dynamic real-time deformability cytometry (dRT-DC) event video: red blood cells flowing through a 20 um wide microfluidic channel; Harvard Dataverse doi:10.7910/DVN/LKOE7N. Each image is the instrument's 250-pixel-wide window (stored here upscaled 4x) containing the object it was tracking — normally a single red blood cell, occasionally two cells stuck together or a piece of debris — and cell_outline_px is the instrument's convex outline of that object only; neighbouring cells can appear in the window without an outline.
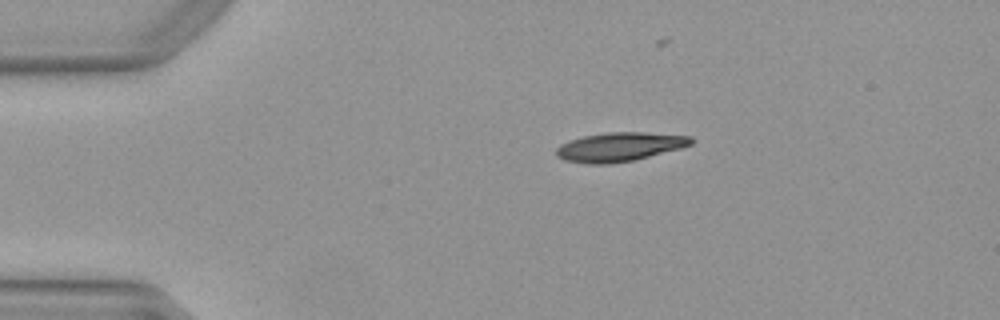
{"species": "Egyptian fruit bat (a non-hibernating species)", "species_latin": "Rousettus aegyptiacus", "temperature_condition": "warm", "stored_images_in_passage": 33, "camera_frame_rate_fps": 3000, "um_per_image_px": 0.085, "animal": {"sex": "female"}, "frame": {"image": 1, "passage_image": 1, "time_ms": 0.0, "image_size_px": [1000, 320], "cell_outline_px": [[696, 140], [692, 144], [680, 148], [632, 160], [612, 164], [588, 164], [564, 160], [556, 156], [556, 148], [560, 144], [568, 140], [584, 136], [608, 132], [644, 132], [692, 136]], "centroid_in_image_um": [52.64, 12.48], "position_along_channel_um": 32.4, "area_um2": 22.83}}
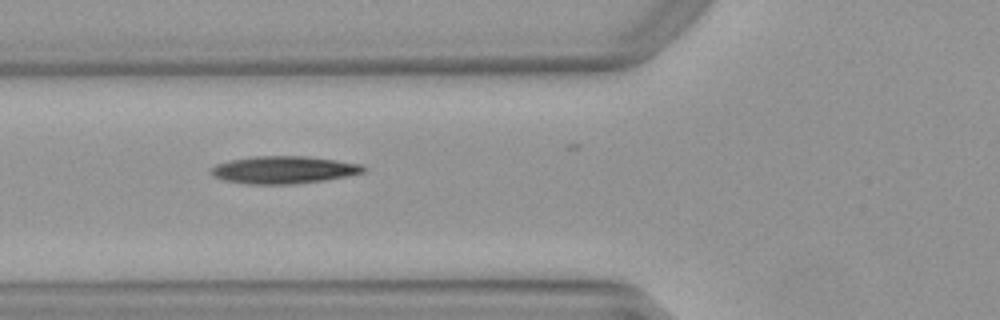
{"frame": {"image": 2, "passage_image": 10, "time_ms": 3.0, "image_size_px": [1000, 320], "cell_outline_px": [[368, 168], [364, 172], [348, 176], [324, 180], [296, 184], [248, 184], [224, 180], [212, 176], [208, 172], [208, 168], [216, 164], [228, 160], [252, 156], [304, 156], [336, 160], [364, 164]], "centroid_in_image_um": [24.09, 14.43], "position_along_channel_um": 101.7, "area_um2": 24.8}}
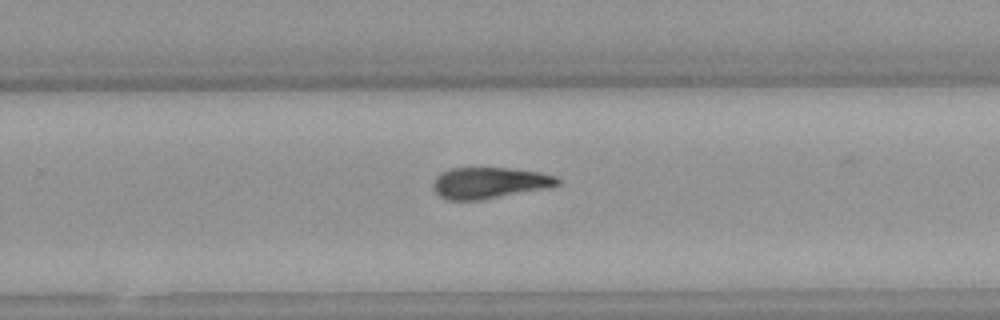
{"frame": {"image": 3, "passage_image": 24, "time_ms": 7.667, "image_size_px": [1000, 320], "cell_outline_px": [[560, 184], [552, 188], [484, 200], [448, 200], [440, 196], [432, 188], [432, 180], [440, 172], [452, 168], [508, 168], [540, 172], [556, 176], [560, 180]], "centroid_in_image_um": [41.63, 15.56], "position_along_channel_um": 288.2, "area_um2": 23.18}, "authors_computed_cell_mechanics": {"area_um2": 23.5246, "velocity_mm_per_s": 4.0124, "shape_relaxation_time_tau1_ms": 9.5159, "shape_relaxation_time_tau2_ms": 5.6904, "deformation_change_tau1": 0.2777, "deformation_change_tau2": 0.1725}}